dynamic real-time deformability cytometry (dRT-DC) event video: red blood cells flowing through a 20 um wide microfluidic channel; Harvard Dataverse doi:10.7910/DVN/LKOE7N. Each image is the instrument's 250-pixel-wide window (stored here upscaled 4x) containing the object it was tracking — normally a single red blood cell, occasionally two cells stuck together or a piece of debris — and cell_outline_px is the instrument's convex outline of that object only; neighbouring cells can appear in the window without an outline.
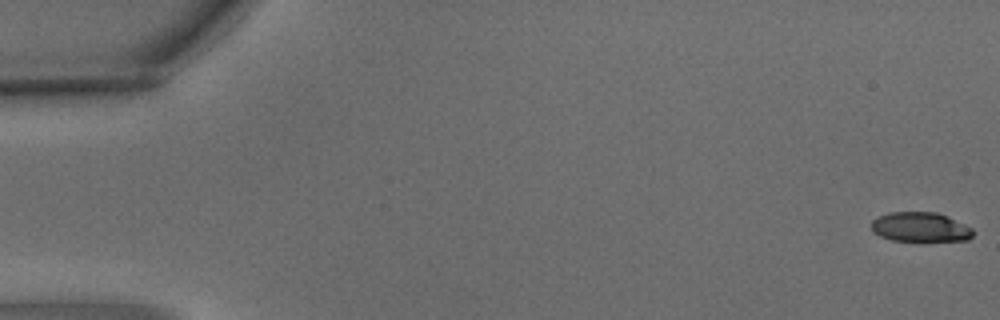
{"species": "common noctule bat (a hibernating species)", "species_latin": "Nyctalus noctula", "temperature_condition": "warm", "stored_images_in_passage": 5, "camera_frame_rate_fps": 3000, "um_per_image_px": 0.085, "animal": {"sex": "male", "body_mass_g": 15.6}, "frame": {"image": 1, "passage_image": 1, "time_ms": 0.0, "image_size_px": [1000, 320], "cell_outline_px": [[972, 236], [968, 240], [892, 240], [880, 236], [872, 232], [872, 220], [876, 216], [888, 212], [936, 212], [948, 216], [972, 228]], "centroid_in_image_um": [78.18, 19.28], "position_along_channel_um": 6.8, "area_um2": 17.4}}
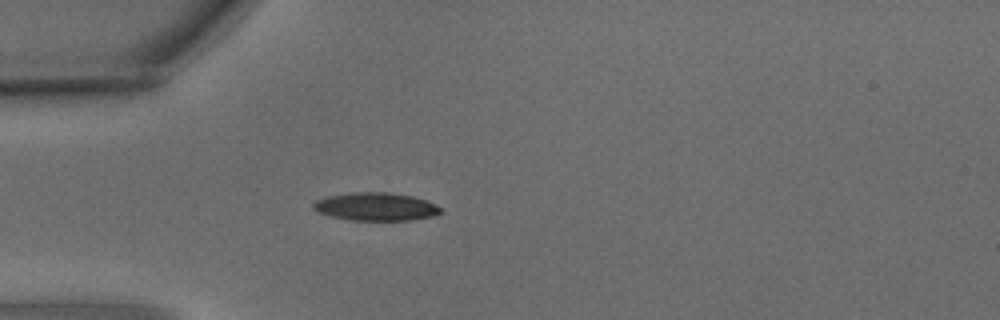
{"frame": {"image": 2, "passage_image": 5, "time_ms": 1.333, "image_size_px": [1000, 320], "cell_outline_px": [[444, 212], [432, 216], [412, 220], [352, 220], [332, 216], [320, 212], [312, 208], [312, 204], [316, 200], [324, 196], [352, 192], [388, 192], [412, 196], [428, 200], [436, 204]], "centroid_in_image_um": [31.96, 17.55], "position_along_channel_um": 53.0, "area_um2": 20.92}}